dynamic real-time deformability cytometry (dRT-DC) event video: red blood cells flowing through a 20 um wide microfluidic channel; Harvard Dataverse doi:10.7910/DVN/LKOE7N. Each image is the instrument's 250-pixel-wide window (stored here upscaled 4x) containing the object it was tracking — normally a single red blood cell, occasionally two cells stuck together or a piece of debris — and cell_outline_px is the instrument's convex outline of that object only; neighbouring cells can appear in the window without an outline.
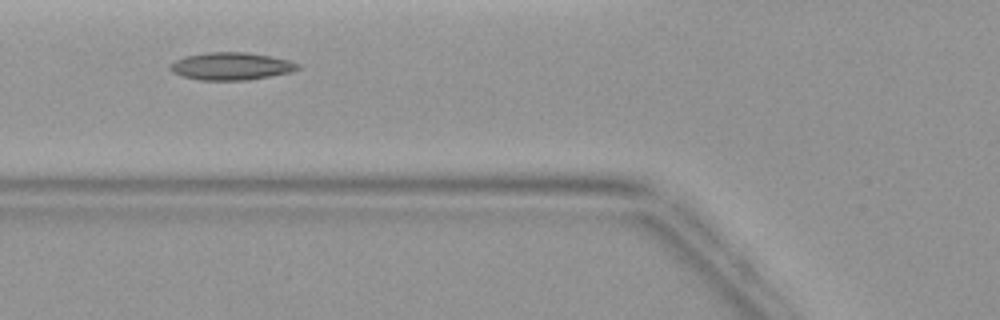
{"species": "common noctule bat (a hibernating species)", "species_latin": "Nyctalus noctula", "temperature_condition": "warm", "stored_images_in_passage": 6, "camera_frame_rate_fps": 3000, "um_per_image_px": 0.085, "animal": {"sex": "female", "body_mass_g": 19.9}, "frame": {"image": 1, "passage_image": 5, "time_ms": 5.0, "image_size_px": [1000, 320], "cell_outline_px": [[300, 68], [288, 72], [248, 80], [200, 80], [180, 76], [172, 72], [168, 68], [168, 64], [184, 56], [208, 52], [248, 52], [272, 56], [288, 60], [300, 64]], "centroid_in_image_um": [19.59, 5.62], "position_along_channel_um": 106.2, "area_um2": 20.58}}